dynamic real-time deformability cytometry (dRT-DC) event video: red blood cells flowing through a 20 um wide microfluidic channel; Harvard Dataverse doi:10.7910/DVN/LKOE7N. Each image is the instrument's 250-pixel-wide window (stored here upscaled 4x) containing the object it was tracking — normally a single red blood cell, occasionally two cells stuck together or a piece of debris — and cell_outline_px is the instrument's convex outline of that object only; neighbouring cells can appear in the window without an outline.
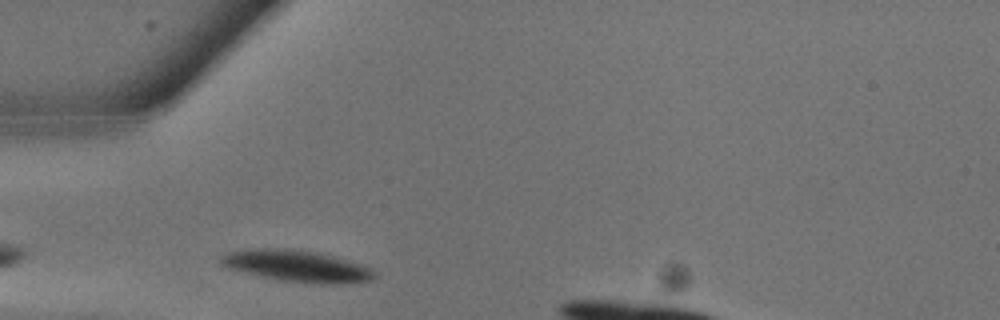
{"species": "common noctule bat (a hibernating species)", "species_latin": "Nyctalus noctula", "temperature_condition": "warm", "stored_images_in_passage": 10, "camera_frame_rate_fps": 3000, "um_per_image_px": 0.085, "animal": {"sex": "male", "body_mass_g": 13.3}, "frame": {"image": 1, "passage_image": 2, "time_ms": 0.333, "image_size_px": [1000, 320], "cell_outline_px": [[376, 276], [372, 280], [352, 284], [328, 284], [280, 280], [228, 268], [220, 264], [220, 256], [228, 252], [248, 248], [288, 248], [316, 252], [364, 264], [372, 268], [376, 272]], "centroid_in_image_um": [25.29, 22.61], "position_along_channel_um": 59.7, "area_um2": 28.44}}
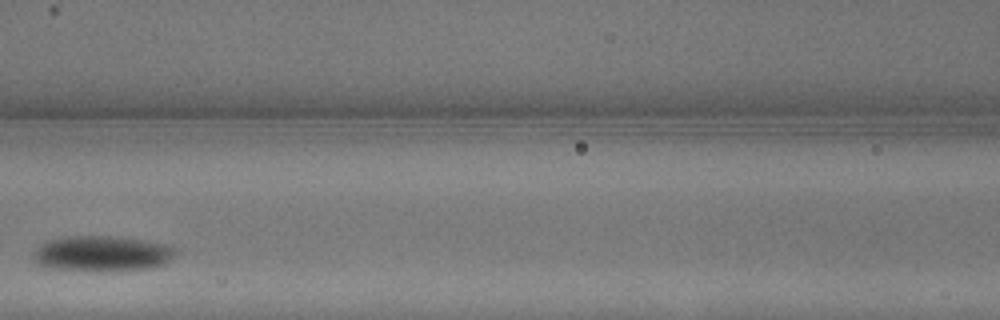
{"frame": {"image": 2, "passage_image": 6, "time_ms": 1.667, "image_size_px": [1000, 320], "cell_outline_px": [[172, 256], [164, 264], [152, 268], [116, 272], [100, 272], [52, 268], [36, 264], [32, 260], [32, 256], [40, 244], [48, 240], [64, 236], [108, 236], [140, 240], [164, 244], [172, 248]], "centroid_in_image_um": [8.58, 21.58], "position_along_channel_um": 158.0, "area_um2": 29.54}}
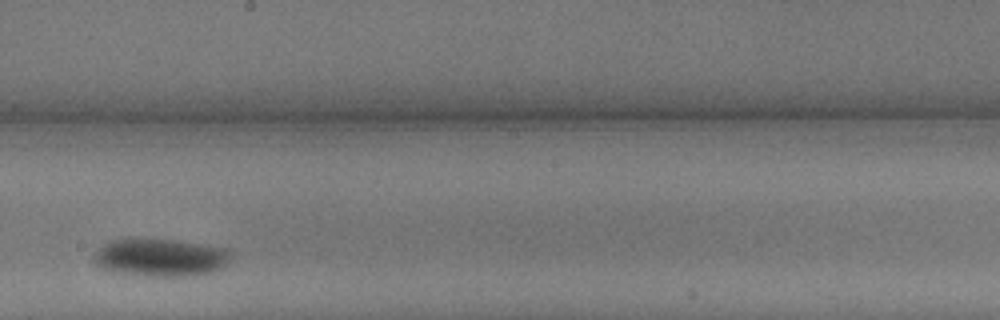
{"frame": {"image": 3, "passage_image": 9, "time_ms": 2.667, "image_size_px": [1000, 320], "cell_outline_px": [[232, 256], [220, 268], [212, 272], [196, 276], [148, 276], [124, 272], [104, 268], [96, 260], [96, 252], [100, 248], [112, 240], [176, 240], [228, 248], [232, 252]], "centroid_in_image_um": [13.78, 21.89], "position_along_channel_um": 234.4, "area_um2": 29.25}}